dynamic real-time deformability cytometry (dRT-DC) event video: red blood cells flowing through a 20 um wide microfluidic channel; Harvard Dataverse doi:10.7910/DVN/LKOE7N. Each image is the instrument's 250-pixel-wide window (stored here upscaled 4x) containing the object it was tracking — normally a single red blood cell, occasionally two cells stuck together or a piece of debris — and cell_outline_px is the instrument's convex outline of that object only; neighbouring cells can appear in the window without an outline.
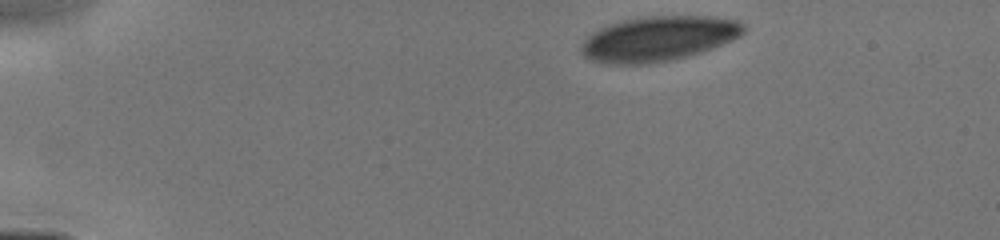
{"species": "human", "species_latin": "Homo sapiens", "temperature_condition": "cold", "stored_images_in_passage": 27, "camera_frame_rate_fps": 3000, "um_per_image_px": 0.085, "donor": {"sex": "male"}, "frame": {"image": 1, "passage_image": 1, "time_ms": 0.0, "image_size_px": [1000, 240], "cell_outline_px": [[744, 32], [740, 36], [712, 48], [688, 56], [672, 60], [644, 64], [616, 64], [592, 60], [584, 56], [580, 52], [580, 48], [584, 40], [592, 32], [608, 24], [620, 20], [644, 16], [708, 16], [736, 20], [744, 24]], "centroid_in_image_um": [55.94, 3.28], "position_along_channel_um": 29.1, "area_um2": 42.43}}
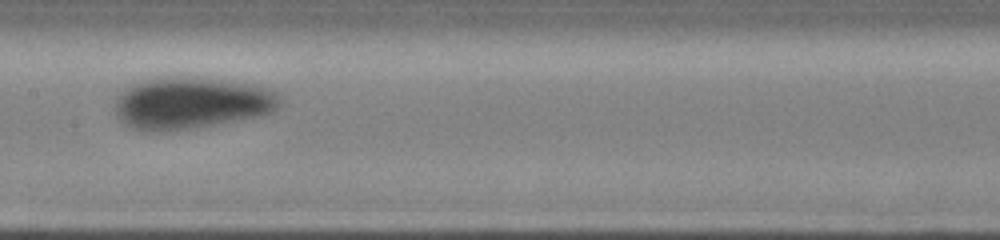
{"frame": {"image": 2, "passage_image": 21, "time_ms": 5.667, "image_size_px": [1000, 240], "cell_outline_px": [[280, 104], [272, 112], [256, 116], [236, 120], [188, 128], [148, 132], [132, 128], [120, 120], [116, 112], [116, 96], [124, 88], [132, 84], [144, 80], [160, 76], [196, 76], [252, 84], [268, 88], [276, 92], [280, 100]], "centroid_in_image_um": [16.22, 8.72], "position_along_channel_um": 191.2, "area_um2": 49.71}}
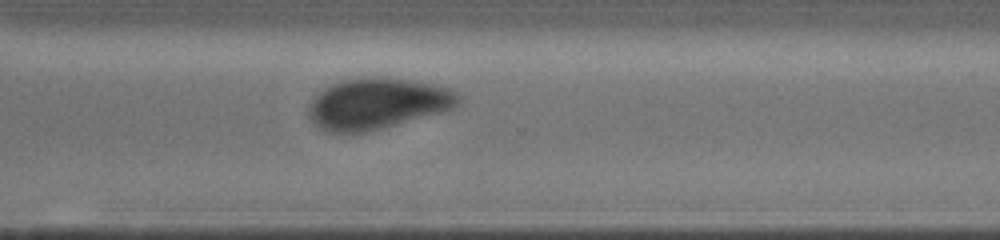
{"frame": {"image": 3, "passage_image": 27, "time_ms": 9.0, "image_size_px": [1000, 240], "cell_outline_px": [[460, 104], [452, 108], [440, 112], [396, 124], [364, 132], [332, 132], [320, 128], [312, 120], [308, 112], [308, 104], [312, 96], [324, 88], [340, 80], [372, 76], [380, 76], [408, 80], [432, 84], [448, 88], [456, 92], [460, 96]], "centroid_in_image_um": [32.04, 8.78], "position_along_channel_um": 338.6, "area_um2": 44.22}}